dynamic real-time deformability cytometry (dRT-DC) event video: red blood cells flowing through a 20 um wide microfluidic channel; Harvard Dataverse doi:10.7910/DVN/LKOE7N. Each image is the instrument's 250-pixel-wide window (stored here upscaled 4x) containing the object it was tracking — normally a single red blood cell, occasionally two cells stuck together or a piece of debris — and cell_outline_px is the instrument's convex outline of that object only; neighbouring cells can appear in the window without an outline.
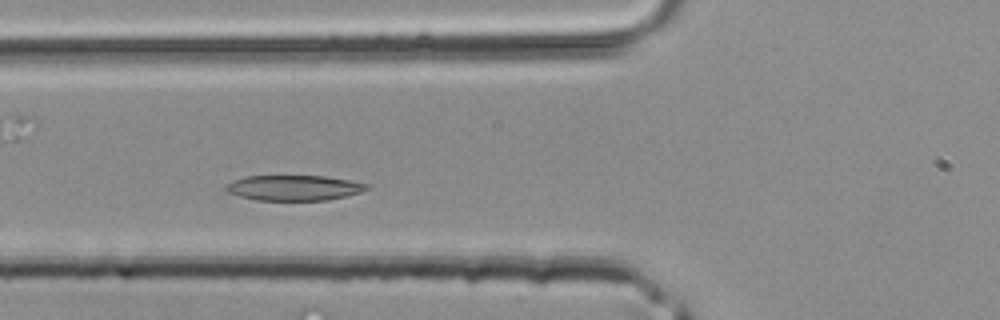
{"species": "common noctule bat (a hibernating species)", "species_latin": "Nyctalus noctula", "temperature_condition": "room temperature", "stored_images_in_passage": 38, "camera_frame_rate_fps": 3000, "um_per_image_px": 0.085, "animal": {"sex": "male", "body_mass_g": 20.4}, "frame": {"image": 1, "passage_image": 12, "time_ms": 3.667, "image_size_px": [1000, 320], "cell_outline_px": [[368, 188], [360, 192], [328, 200], [256, 200], [224, 192], [224, 188], [232, 180], [244, 176], [324, 176], [348, 180], [368, 184]], "centroid_in_image_um": [24.91, 15.96], "position_along_channel_um": 100.9, "area_um2": 20.69}}
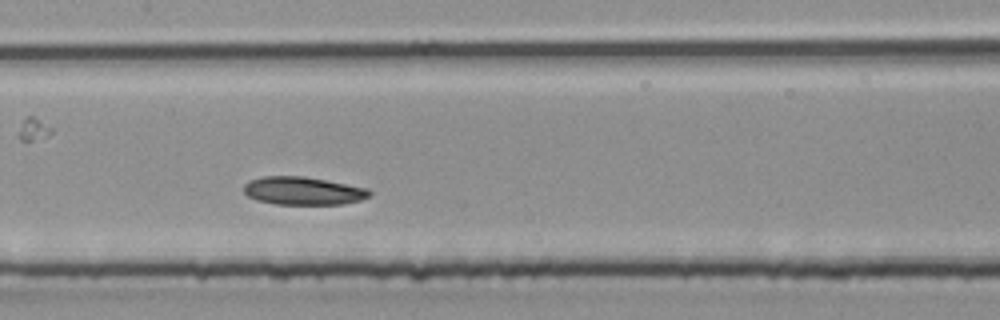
{"frame": {"image": 2, "passage_image": 17, "time_ms": 5.333, "image_size_px": [1000, 320], "cell_outline_px": [[372, 192], [368, 196], [360, 200], [344, 204], [276, 204], [256, 200], [248, 196], [244, 192], [244, 184], [248, 180], [264, 176], [304, 176], [368, 188]], "centroid_in_image_um": [25.74, 16.22], "position_along_channel_um": 181.7, "area_um2": 20.52}}
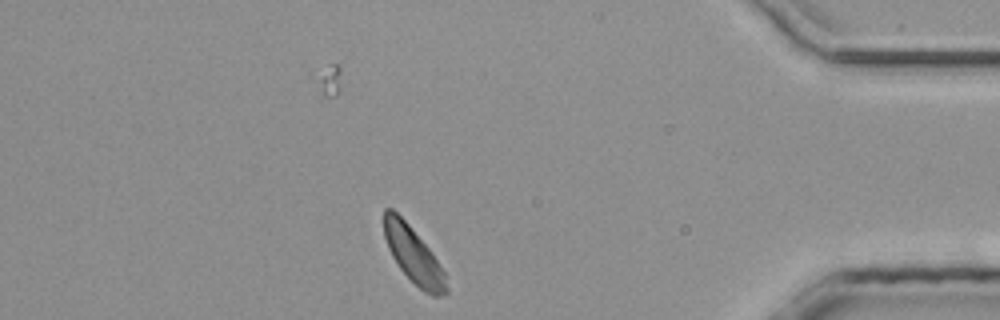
{"frame": {"image": 3, "passage_image": 33, "time_ms": 10.667, "image_size_px": [1000, 320], "cell_outline_px": [[448, 292], [440, 296], [432, 296], [424, 292], [400, 268], [392, 256], [388, 248], [384, 236], [384, 208], [392, 208], [408, 224], [428, 248], [444, 272], [448, 288]], "centroid_in_image_um": [35.13, 21.69], "position_along_channel_um": 400.1, "area_um2": 19.83}}